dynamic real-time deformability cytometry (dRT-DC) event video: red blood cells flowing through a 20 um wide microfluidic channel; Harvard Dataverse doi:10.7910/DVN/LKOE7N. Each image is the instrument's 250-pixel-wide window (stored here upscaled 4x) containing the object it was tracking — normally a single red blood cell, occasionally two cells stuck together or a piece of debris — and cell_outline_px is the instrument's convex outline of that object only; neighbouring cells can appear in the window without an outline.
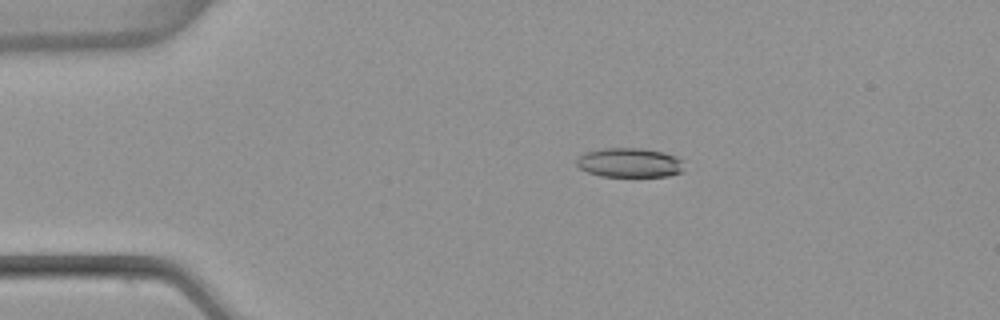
{"species": "common noctule bat (a hibernating species)", "species_latin": "Nyctalus noctula", "temperature_condition": "warm", "stored_images_in_passage": 5, "camera_frame_rate_fps": 3000, "um_per_image_px": 0.085, "animal": {"sex": "female", "body_mass_g": 22.7, "forearm_length_mm": 54.2}, "frame": {"image": 1, "passage_image": 3, "time_ms": 0.667, "image_size_px": [1000, 320], "cell_outline_px": [[684, 172], [668, 176], [600, 176], [588, 172], [580, 168], [576, 164], [576, 160], [584, 152], [604, 148], [644, 148], [664, 152], [676, 156], [684, 160]], "centroid_in_image_um": [53.56, 13.82], "position_along_channel_um": 31.4, "area_um2": 18.67}}
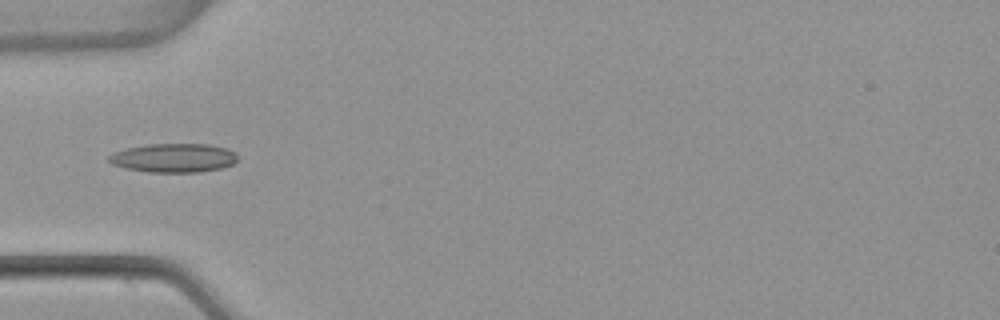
{"frame": {"image": 2, "passage_image": 5, "time_ms": 1.333, "image_size_px": [1000, 320], "cell_outline_px": [[240, 160], [232, 164], [220, 168], [200, 172], [148, 172], [124, 168], [112, 164], [108, 160], [108, 156], [112, 152], [124, 148], [148, 144], [212, 144], [228, 148], [236, 152]], "centroid_in_image_um": [14.78, 13.41], "position_along_channel_um": 70.2, "area_um2": 22.08}}